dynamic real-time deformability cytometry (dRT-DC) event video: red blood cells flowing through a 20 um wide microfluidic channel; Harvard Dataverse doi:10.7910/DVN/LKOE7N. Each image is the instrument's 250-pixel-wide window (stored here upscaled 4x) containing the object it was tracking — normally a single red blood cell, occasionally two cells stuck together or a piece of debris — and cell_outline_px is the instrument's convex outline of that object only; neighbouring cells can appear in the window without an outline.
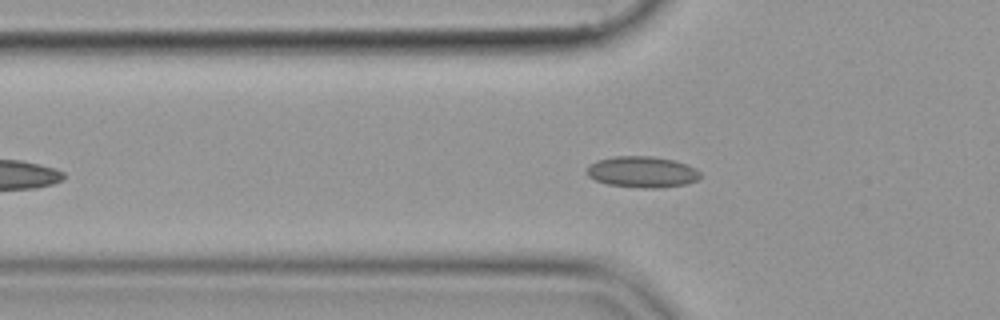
{"species": "common noctule bat (a hibernating species)", "species_latin": "Nyctalus noctula", "temperature_condition": "cold", "stored_images_in_passage": 47, "camera_frame_rate_fps": 3000, "um_per_image_px": 0.085, "animal": {"sex": "female", "body_mass_g": 19.9}, "frame": {"image": 1, "passage_image": 14, "time_ms": 4.333, "image_size_px": [1000, 320], "cell_outline_px": [[700, 176], [696, 180], [688, 184], [656, 188], [644, 188], [608, 184], [596, 180], [588, 176], [584, 172], [588, 164], [596, 160], [612, 156], [652, 156], [676, 160], [688, 164], [696, 168], [700, 172]], "centroid_in_image_um": [54.56, 14.6], "position_along_channel_um": 71.2, "area_um2": 20.92}}
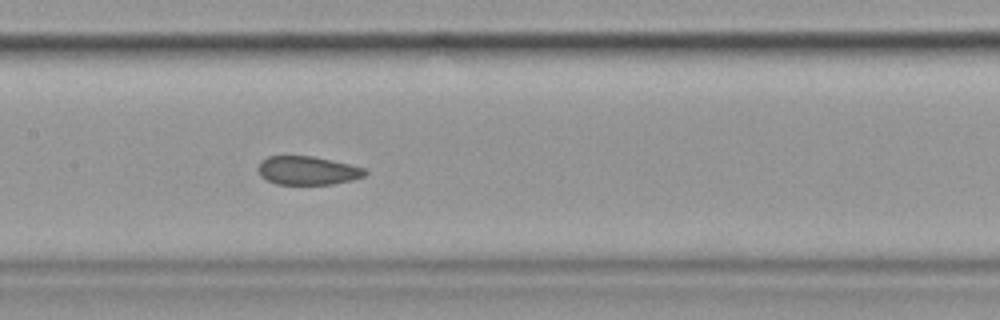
{"frame": {"image": 2, "passage_image": 23, "time_ms": 7.333, "image_size_px": [1000, 320], "cell_outline_px": [[368, 172], [364, 176], [352, 180], [332, 184], [276, 184], [260, 176], [256, 168], [260, 160], [268, 156], [312, 156], [332, 160], [364, 168]], "centroid_in_image_um": [26.1, 14.49], "position_along_channel_um": 181.3, "area_um2": 17.86}}
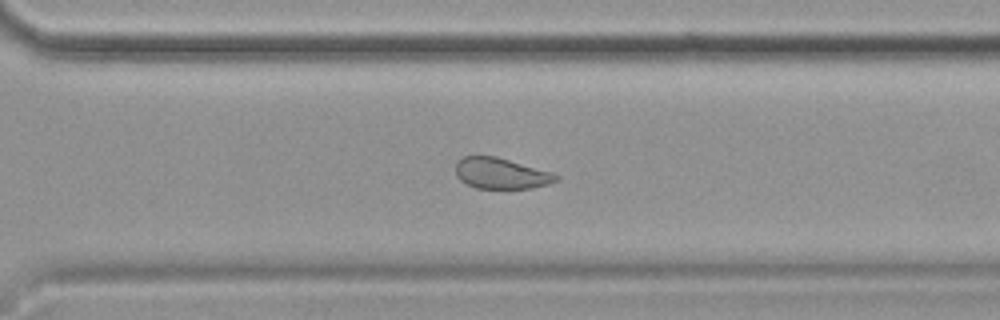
{"frame": {"image": 3, "passage_image": 35, "time_ms": 11.333, "image_size_px": [1000, 320], "cell_outline_px": [[560, 180], [548, 184], [532, 188], [476, 188], [460, 180], [456, 176], [456, 164], [464, 156], [496, 156], [552, 172], [560, 176]], "centroid_in_image_um": [42.62, 14.74], "position_along_channel_um": 328.0, "area_um2": 18.03}}